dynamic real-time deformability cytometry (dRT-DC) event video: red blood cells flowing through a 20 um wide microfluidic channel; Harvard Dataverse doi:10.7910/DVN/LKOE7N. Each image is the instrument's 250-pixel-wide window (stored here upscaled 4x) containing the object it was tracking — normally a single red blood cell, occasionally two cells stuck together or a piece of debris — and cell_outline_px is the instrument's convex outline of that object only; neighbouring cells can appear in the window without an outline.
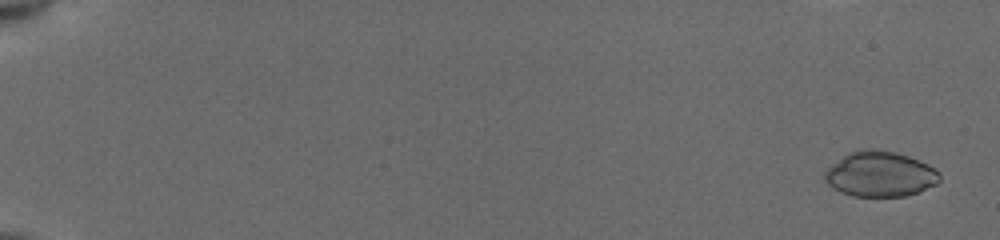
{"species": "common noctule bat (a hibernating species)", "species_latin": "Nyctalus noctula", "temperature_condition": "cold", "stored_images_in_passage": 44, "camera_frame_rate_fps": 3000, "um_per_image_px": 0.085, "animal": {"sex": "female", "body_mass_g": 19.5, "forearm_length_mm": 54.1}, "frame": {"image": 1, "passage_image": 3, "time_ms": 0.667, "image_size_px": [1000, 240], "cell_outline_px": [[940, 180], [936, 184], [916, 192], [904, 196], [852, 196], [840, 192], [832, 188], [824, 180], [824, 172], [832, 164], [848, 152], [892, 152], [908, 156], [920, 160], [928, 164], [940, 172]], "centroid_in_image_um": [74.8, 14.84], "position_along_channel_um": 10.2, "area_um2": 29.59}}
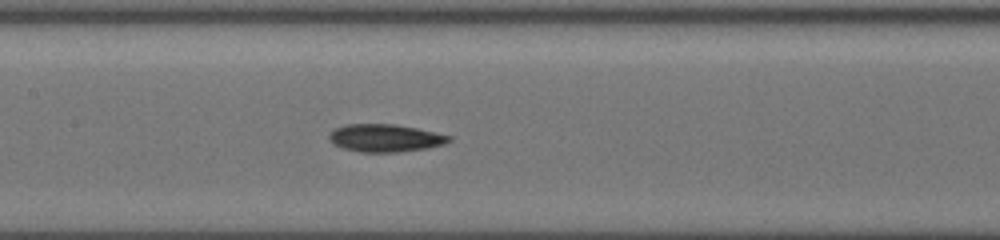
{"frame": {"image": 2, "passage_image": 21, "time_ms": 6.667, "image_size_px": [1000, 240], "cell_outline_px": [[452, 140], [444, 144], [428, 148], [400, 152], [360, 152], [344, 148], [332, 144], [328, 140], [328, 136], [336, 128], [344, 124], [396, 124], [416, 128], [452, 136]], "centroid_in_image_um": [32.74, 11.73], "position_along_channel_um": 174.7, "area_um2": 19.42}}
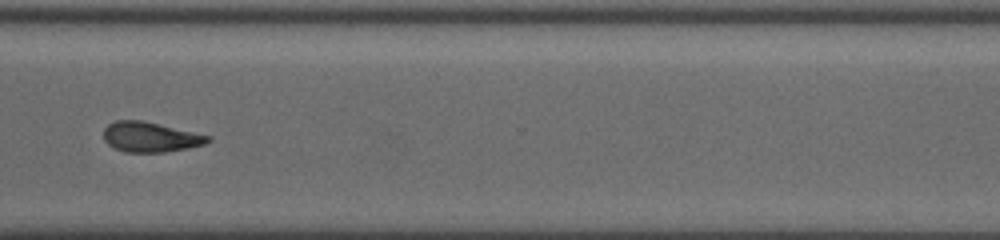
{"frame": {"image": 3, "passage_image": 35, "time_ms": 11.333, "image_size_px": [1000, 240], "cell_outline_px": [[212, 140], [204, 144], [188, 148], [164, 152], [124, 152], [108, 144], [104, 140], [104, 128], [108, 124], [116, 120], [140, 120], [212, 136]], "centroid_in_image_um": [12.78, 11.65], "position_along_channel_um": 357.8, "area_um2": 18.15}, "authors_computed_cell_mechanics": {"area_um2": 19.1318, "velocity_mm_per_s": 3.9254, "shape_relaxation_time_tau1_ms": 6.9122, "shape_relaxation_time_tau2_ms": null, "deformation_change_tau1": 0.1715, "deformation_change_tau2": null}}